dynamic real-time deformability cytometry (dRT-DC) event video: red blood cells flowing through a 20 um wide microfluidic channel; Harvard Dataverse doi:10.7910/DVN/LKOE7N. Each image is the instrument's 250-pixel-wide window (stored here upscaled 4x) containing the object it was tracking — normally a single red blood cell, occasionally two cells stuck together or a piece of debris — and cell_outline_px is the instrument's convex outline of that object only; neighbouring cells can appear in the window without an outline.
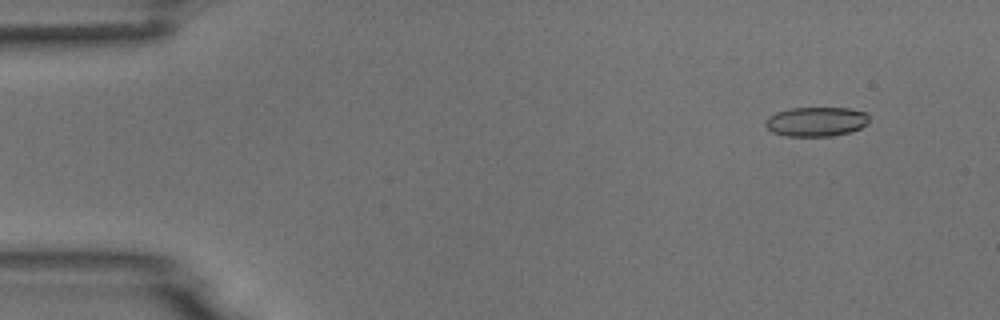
{"species": "common noctule bat (a hibernating species)", "species_latin": "Nyctalus noctula", "temperature_condition": "room temperature", "stored_images_in_passage": 4, "camera_frame_rate_fps": 3000, "um_per_image_px": 0.085, "animal": {"sex": "male", "body_mass_g": 18.8}, "frame": {"image": 1, "passage_image": 1, "time_ms": 0.0, "image_size_px": [1000, 320], "cell_outline_px": [[868, 120], [860, 128], [852, 132], [832, 136], [784, 136], [772, 132], [764, 124], [764, 120], [768, 116], [776, 112], [788, 108], [848, 108], [868, 112]], "centroid_in_image_um": [69.34, 10.34], "position_along_channel_um": 15.7, "area_um2": 17.98}}
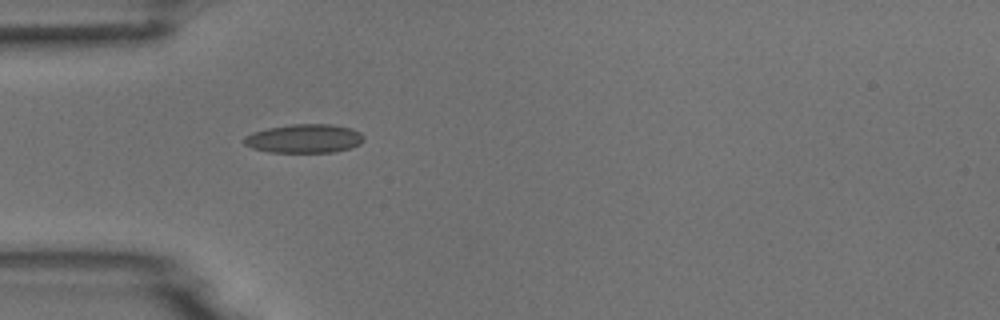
{"frame": {"image": 2, "passage_image": 4, "time_ms": 1.0, "image_size_px": [1000, 320], "cell_outline_px": [[364, 140], [360, 144], [352, 148], [336, 152], [268, 152], [252, 148], [244, 144], [244, 136], [252, 132], [268, 128], [292, 124], [332, 124], [352, 128], [360, 132], [364, 136]], "centroid_in_image_um": [25.89, 11.78], "position_along_channel_um": 59.1, "area_um2": 20.29}}